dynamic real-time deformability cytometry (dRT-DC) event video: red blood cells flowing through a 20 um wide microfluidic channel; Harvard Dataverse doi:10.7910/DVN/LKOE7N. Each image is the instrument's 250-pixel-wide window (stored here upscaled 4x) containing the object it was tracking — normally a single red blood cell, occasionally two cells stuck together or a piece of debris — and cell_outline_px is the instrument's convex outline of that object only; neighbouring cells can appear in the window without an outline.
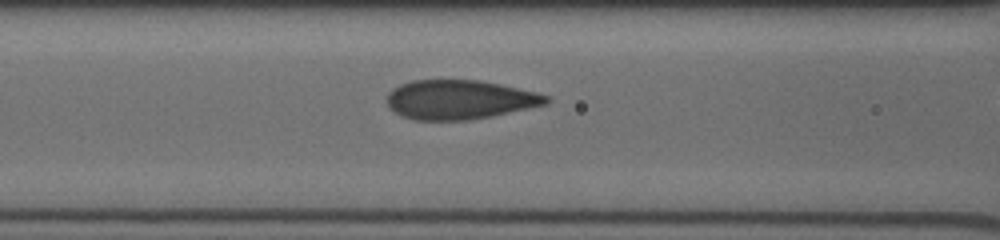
{"species": "human", "species_latin": "Homo sapiens", "temperature_condition": "cold", "stored_images_in_passage": 19, "camera_frame_rate_fps": 3000, "um_per_image_px": 0.085, "donor": {"sex": "male"}, "frame": {"image": 1, "passage_image": 7, "time_ms": 3.333, "image_size_px": [1000, 240], "cell_outline_px": [[552, 100], [548, 104], [492, 116], [468, 120], [412, 120], [400, 116], [388, 108], [388, 92], [392, 88], [400, 84], [412, 80], [480, 80], [500, 84], [536, 92], [548, 96]], "centroid_in_image_um": [39.05, 8.47], "position_along_channel_um": 127.5, "area_um2": 36.7}}
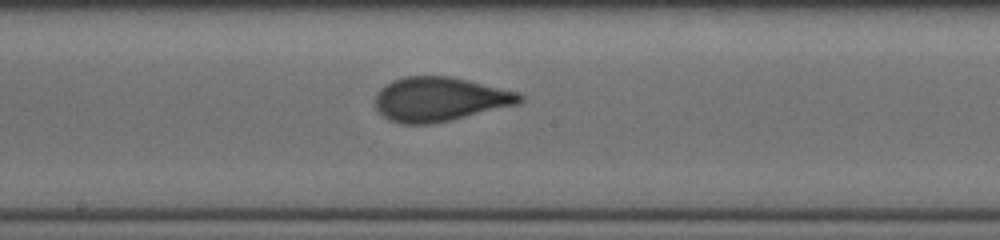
{"frame": {"image": 2, "passage_image": 11, "time_ms": 5.333, "image_size_px": [1000, 240], "cell_outline_px": [[524, 100], [516, 104], [452, 120], [432, 124], [400, 124], [388, 120], [376, 108], [376, 92], [380, 88], [392, 80], [408, 76], [448, 76], [468, 80], [520, 92], [524, 96]], "centroid_in_image_um": [37.37, 8.43], "position_along_channel_um": 210.8, "area_um2": 37.28}}
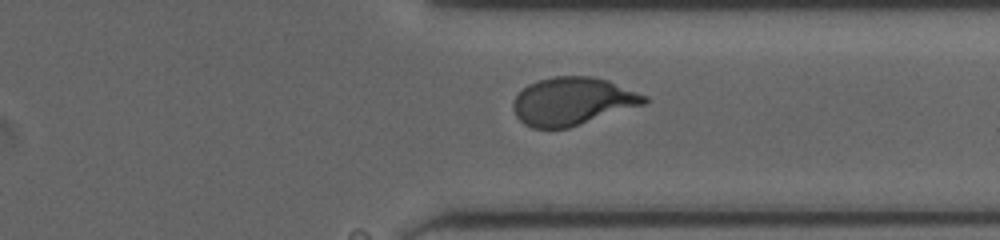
{"frame": {"image": 3, "passage_image": 19, "time_ms": 9.0, "image_size_px": [1000, 240], "cell_outline_px": [[648, 100], [644, 104], [568, 128], [532, 128], [524, 124], [516, 116], [512, 108], [512, 104], [516, 96], [528, 84], [540, 80], [556, 76], [592, 76], [608, 80], [648, 96]], "centroid_in_image_um": [48.65, 8.61], "position_along_channel_um": 362.7, "area_um2": 36.36}}